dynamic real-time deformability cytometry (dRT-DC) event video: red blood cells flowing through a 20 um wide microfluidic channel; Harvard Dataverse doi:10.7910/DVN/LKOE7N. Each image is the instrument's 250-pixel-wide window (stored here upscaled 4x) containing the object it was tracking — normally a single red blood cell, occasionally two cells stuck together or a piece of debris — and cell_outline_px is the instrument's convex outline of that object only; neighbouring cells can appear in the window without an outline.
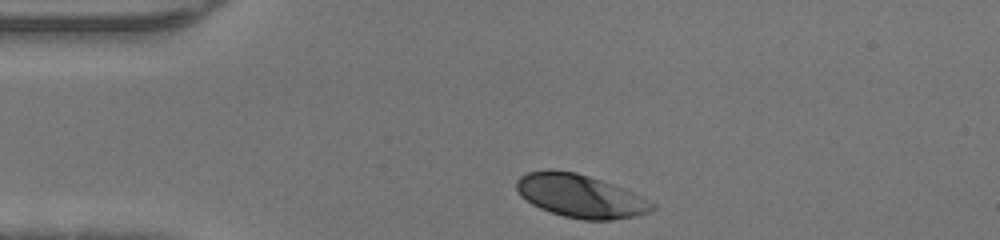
{"species": "human", "species_latin": "Homo sapiens", "temperature_condition": "warm", "stored_images_in_passage": 29, "camera_frame_rate_fps": 3000, "um_per_image_px": 0.085, "donor": {"sex": "male"}, "frame": {"image": 1, "passage_image": 1, "time_ms": 0.0, "image_size_px": [1000, 240], "cell_outline_px": [[656, 208], [648, 212], [636, 216], [612, 220], [584, 220], [564, 216], [540, 208], [532, 204], [520, 196], [516, 188], [516, 180], [520, 176], [528, 172], [548, 168], [552, 168], [576, 172], [612, 184], [632, 192], [656, 204]], "centroid_in_image_um": [49.29, 16.65], "position_along_channel_um": 35.7, "area_um2": 34.16}}
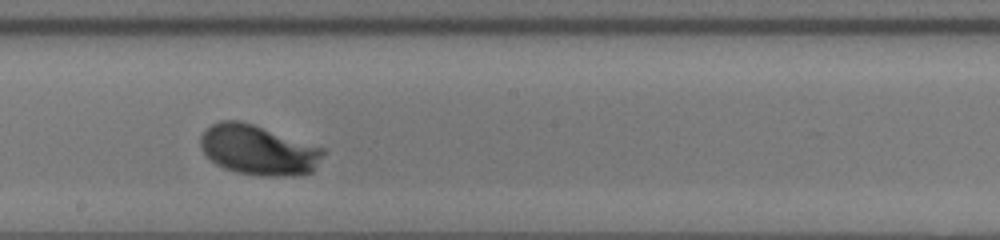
{"frame": {"image": 2, "passage_image": 17, "time_ms": 5.333, "image_size_px": [1000, 240], "cell_outline_px": [[324, 152], [312, 172], [296, 176], [264, 176], [236, 172], [224, 168], [216, 164], [200, 148], [200, 136], [204, 128], [220, 120], [240, 120], [324, 148]], "centroid_in_image_um": [21.92, 12.75], "position_along_channel_um": 226.3, "area_um2": 35.6}}
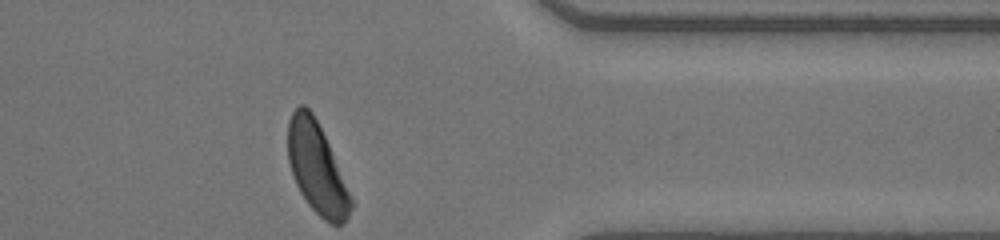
{"frame": {"image": 3, "passage_image": 29, "time_ms": 9.333, "image_size_px": [1000, 240], "cell_outline_px": [[352, 208], [344, 224], [332, 224], [324, 220], [308, 204], [300, 192], [296, 184], [288, 160], [288, 120], [292, 112], [300, 104], [304, 104], [312, 112], [328, 144], [352, 200]], "centroid_in_image_um": [26.9, 14.3], "position_along_channel_um": 384.5, "area_um2": 32.6}}